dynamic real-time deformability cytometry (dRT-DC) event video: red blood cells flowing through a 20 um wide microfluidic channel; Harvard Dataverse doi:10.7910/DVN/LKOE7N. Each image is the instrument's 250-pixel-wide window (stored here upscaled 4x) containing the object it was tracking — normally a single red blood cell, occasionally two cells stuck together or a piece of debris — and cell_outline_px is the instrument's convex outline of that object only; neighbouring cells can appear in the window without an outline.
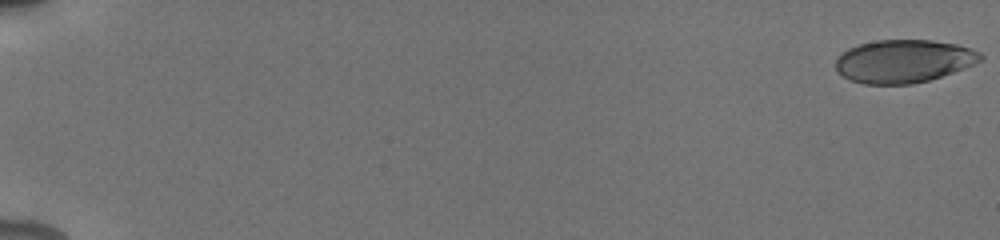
{"species": "human", "species_latin": "Homo sapiens", "temperature_condition": "cold", "stored_images_in_passage": 33, "camera_frame_rate_fps": 3000, "um_per_image_px": 0.085, "donor": {"sex": "male"}, "frame": {"image": 1, "passage_image": 1, "time_ms": 0.0, "image_size_px": [1000, 240], "cell_outline_px": [[984, 60], [964, 68], [928, 80], [912, 84], [864, 84], [852, 80], [836, 72], [836, 60], [848, 48], [860, 44], [876, 40], [932, 40], [956, 44], [972, 48], [980, 52], [984, 56]], "centroid_in_image_um": [76.84, 5.19], "position_along_channel_um": 8.2, "area_um2": 36.24}}
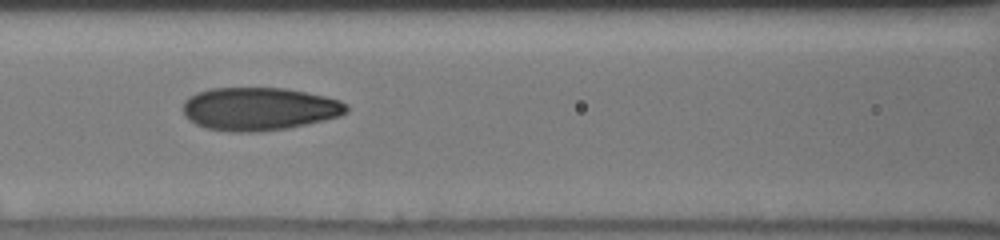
{"frame": {"image": 2, "passage_image": 21, "time_ms": 8.667, "image_size_px": [1000, 240], "cell_outline_px": [[348, 112], [340, 116], [324, 120], [288, 128], [260, 132], [232, 132], [208, 128], [196, 124], [184, 116], [184, 100], [196, 92], [208, 88], [284, 88], [324, 96], [340, 100], [348, 104]], "centroid_in_image_um": [22.03, 9.25], "position_along_channel_um": 144.6, "area_um2": 41.1}}
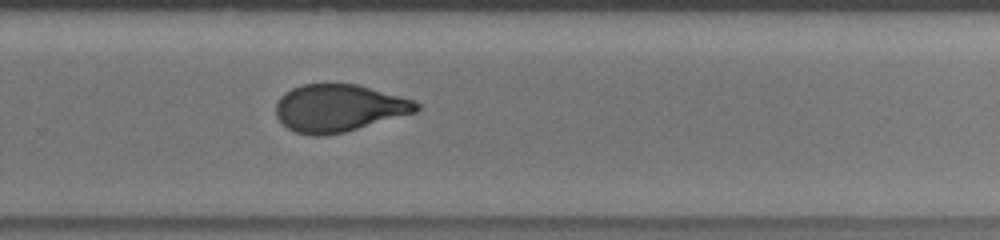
{"frame": {"image": 3, "passage_image": 33, "time_ms": 12.667, "image_size_px": [1000, 240], "cell_outline_px": [[420, 108], [416, 112], [344, 132], [324, 136], [312, 136], [296, 132], [288, 128], [276, 116], [276, 104], [280, 96], [284, 92], [292, 88], [304, 84], [356, 84], [400, 96], [412, 100], [420, 104]], "centroid_in_image_um": [28.78, 9.19], "position_along_channel_um": 301.0, "area_um2": 38.55}}